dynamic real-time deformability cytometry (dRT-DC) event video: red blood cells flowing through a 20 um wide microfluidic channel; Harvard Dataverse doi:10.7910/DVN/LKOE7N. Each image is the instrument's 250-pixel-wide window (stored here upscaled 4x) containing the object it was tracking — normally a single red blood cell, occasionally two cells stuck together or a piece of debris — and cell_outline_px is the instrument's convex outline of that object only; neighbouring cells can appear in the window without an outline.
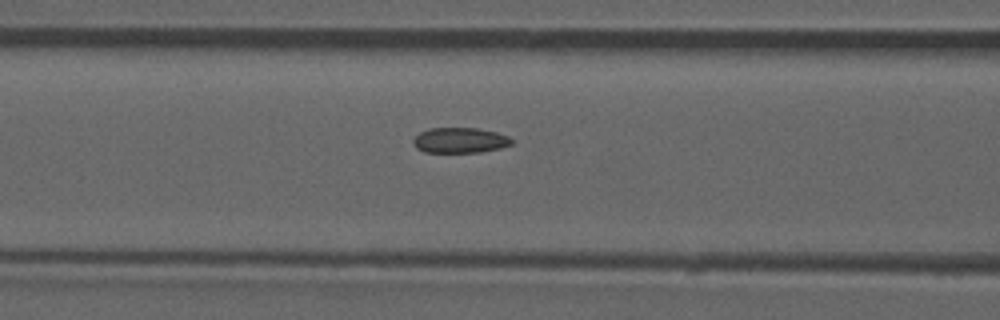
{"species": "common noctule bat (a hibernating species)", "species_latin": "Nyctalus noctula", "temperature_condition": "room temperature", "stored_images_in_passage": 37, "camera_frame_rate_fps": 3000, "um_per_image_px": 0.085, "animal": {"sex": "male", "forearm_length_mm": 52.5}, "frame": {"image": 1, "passage_image": 6, "time_ms": 1.667, "image_size_px": [1000, 320], "cell_outline_px": [[512, 144], [500, 148], [480, 152], [424, 152], [416, 148], [412, 140], [420, 132], [428, 128], [476, 128], [496, 132], [508, 136], [512, 140]], "centroid_in_image_um": [39.08, 11.92], "position_along_channel_um": 127.5, "area_um2": 14.51}, "authors_computed_cell_mechanics": {"area_um2": 14.5656, "velocity_mm_per_s": 3.8596, "shape_relaxation_time_tau1_ms": null, "shape_relaxation_time_tau2_ms": 2.0328, "deformation_change_tau1": null, "deformation_change_tau2": 0.0681}}